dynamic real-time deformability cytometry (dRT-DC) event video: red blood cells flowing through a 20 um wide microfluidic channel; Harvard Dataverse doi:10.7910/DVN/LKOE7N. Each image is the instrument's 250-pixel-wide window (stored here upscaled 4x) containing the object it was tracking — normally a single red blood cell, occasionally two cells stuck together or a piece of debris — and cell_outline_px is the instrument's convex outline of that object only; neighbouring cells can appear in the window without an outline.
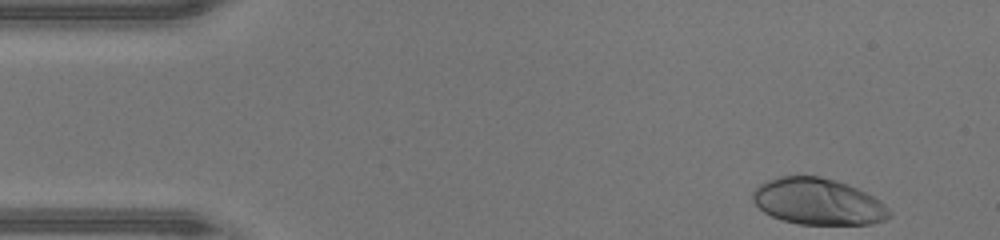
{"species": "human", "species_latin": "Homo sapiens", "temperature_condition": "warm", "stored_images_in_passage": 38, "camera_frame_rate_fps": 3000, "um_per_image_px": 0.085, "donor": {"sex": "male"}, "frame": {"image": 1, "passage_image": 1, "time_ms": 0.0, "image_size_px": [1000, 240], "cell_outline_px": [[892, 216], [884, 220], [868, 224], [800, 224], [784, 220], [772, 216], [764, 212], [752, 200], [752, 192], [760, 184], [768, 180], [780, 176], [820, 176], [836, 180], [848, 184], [880, 200], [892, 212]], "centroid_in_image_um": [69.54, 17.13], "position_along_channel_um": 15.5, "area_um2": 36.82}}
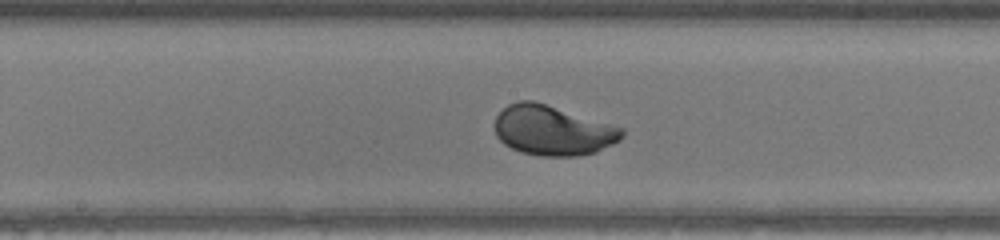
{"frame": {"image": 2, "passage_image": 21, "time_ms": 6.667, "image_size_px": [1000, 240], "cell_outline_px": [[624, 136], [620, 140], [596, 152], [576, 156], [540, 156], [520, 152], [504, 144], [496, 136], [492, 124], [496, 116], [508, 104], [520, 100], [532, 100], [624, 128]], "centroid_in_image_um": [46.94, 11.09], "position_along_channel_um": 201.3, "area_um2": 37.05}}
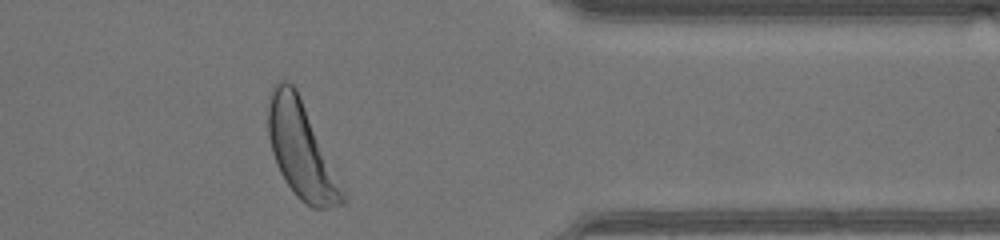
{"frame": {"image": 3, "passage_image": 35, "time_ms": 11.333, "image_size_px": [1000, 240], "cell_outline_px": [[344, 204], [328, 208], [312, 208], [300, 200], [296, 196], [280, 172], [276, 164], [272, 152], [268, 136], [268, 96], [272, 84], [276, 80], [288, 80], [296, 88], [344, 196]], "centroid_in_image_um": [25.5, 12.7], "position_along_channel_um": 385.9, "area_um2": 40.11}, "authors_computed_cell_mechanics": {"area_um2": 36.3851, "velocity_mm_per_s": 4.367, "shape_relaxation_time_tau1_ms": 2.2526, "shape_relaxation_time_tau2_ms": null, "deformation_change_tau1": 0.1753, "deformation_change_tau2": null}}